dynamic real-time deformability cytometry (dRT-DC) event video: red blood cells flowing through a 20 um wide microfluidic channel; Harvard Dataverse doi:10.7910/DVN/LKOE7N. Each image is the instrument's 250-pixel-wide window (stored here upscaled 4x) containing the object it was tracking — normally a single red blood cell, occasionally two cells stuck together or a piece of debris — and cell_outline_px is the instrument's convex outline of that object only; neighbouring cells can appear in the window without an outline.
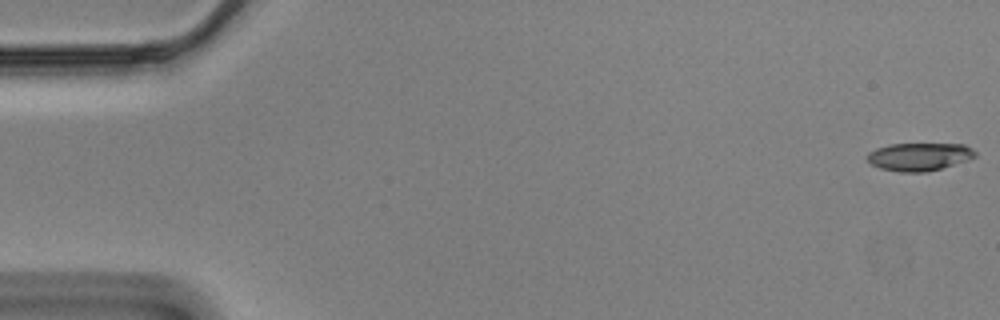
{"species": "Egyptian fruit bat (a non-hibernating species)", "species_latin": "Rousettus aegyptiacus", "temperature_condition": "cold", "stored_images_in_passage": 58, "camera_frame_rate_fps": 3000, "um_per_image_px": 0.085, "animal": {"sex": "male"}, "frame": {"image": 1, "passage_image": 1, "time_ms": 0.0, "image_size_px": [1000, 320], "cell_outline_px": [[976, 156], [968, 160], [940, 168], [924, 172], [900, 172], [880, 168], [872, 164], [868, 160], [868, 152], [876, 148], [888, 144], [964, 144], [972, 148], [976, 152]], "centroid_in_image_um": [78.14, 13.31], "position_along_channel_um": 6.9, "area_um2": 17.46}}
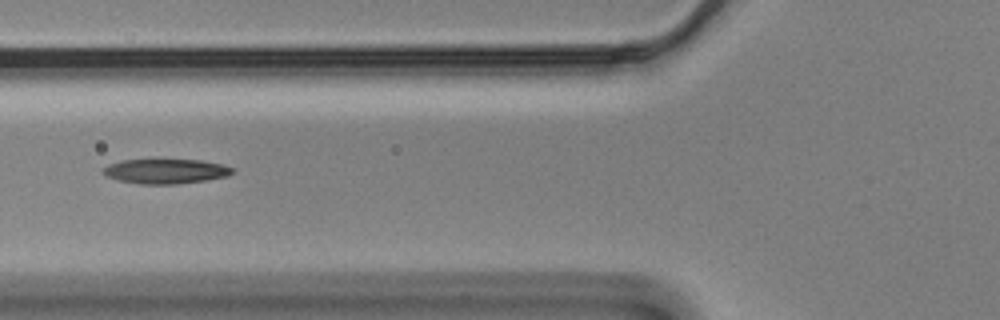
{"frame": {"image": 2, "passage_image": 22, "time_ms": 7.0, "image_size_px": [1000, 320], "cell_outline_px": [[232, 172], [228, 176], [204, 180], [176, 184], [140, 184], [116, 180], [104, 176], [100, 172], [108, 164], [120, 160], [152, 156], [200, 160], [220, 164], [232, 168]], "centroid_in_image_um": [13.95, 14.5], "position_along_channel_um": 111.9, "area_um2": 19.71}}
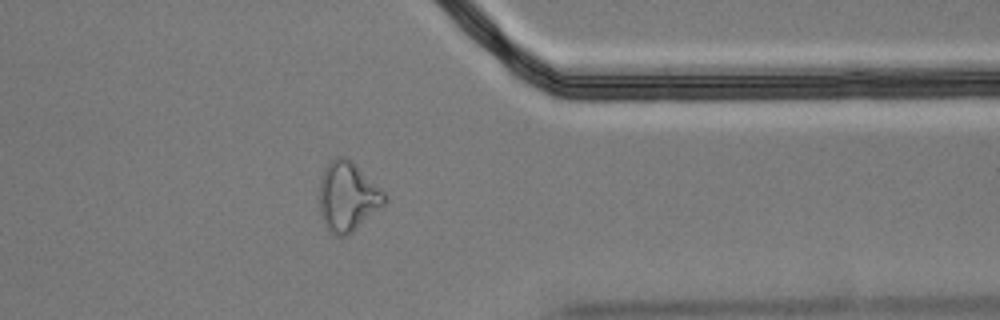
{"frame": {"image": 3, "passage_image": 46, "time_ms": 15.0, "image_size_px": [1000, 320], "cell_outline_px": [[388, 200], [384, 204], [348, 236], [336, 236], [328, 232], [324, 224], [320, 212], [320, 180], [324, 168], [328, 160], [336, 156], [344, 156], [352, 160], [388, 196]], "centroid_in_image_um": [29.54, 16.7], "position_along_channel_um": 381.9, "area_um2": 26.59}}